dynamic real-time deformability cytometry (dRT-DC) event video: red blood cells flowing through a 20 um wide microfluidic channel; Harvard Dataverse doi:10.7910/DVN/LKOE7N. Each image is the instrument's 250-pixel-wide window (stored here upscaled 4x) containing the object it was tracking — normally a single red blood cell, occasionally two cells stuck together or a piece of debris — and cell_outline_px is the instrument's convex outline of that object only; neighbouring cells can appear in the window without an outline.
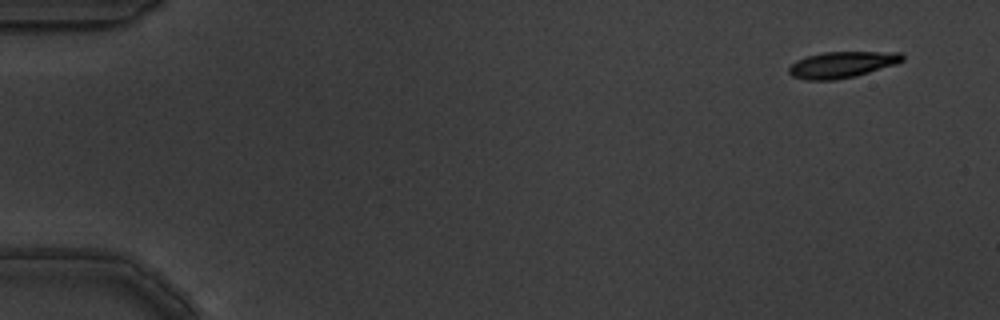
{"species": "common noctule bat (a hibernating species)", "species_latin": "Nyctalus noctula", "temperature_condition": "warm", "stored_images_in_passage": 5, "camera_frame_rate_fps": 3000, "um_per_image_px": 0.085, "animal": {"sex": "male", "body_mass_g": 19.5, "forearm_length_mm": 54.6}, "frame": {"image": 1, "passage_image": 1, "time_ms": 0.0, "image_size_px": [1000, 320], "cell_outline_px": [[904, 60], [896, 64], [856, 76], [836, 80], [808, 80], [792, 76], [788, 72], [788, 68], [796, 60], [808, 56], [824, 52], [900, 52], [904, 56]], "centroid_in_image_um": [71.57, 5.5], "position_along_channel_um": 13.4, "area_um2": 17.34}}
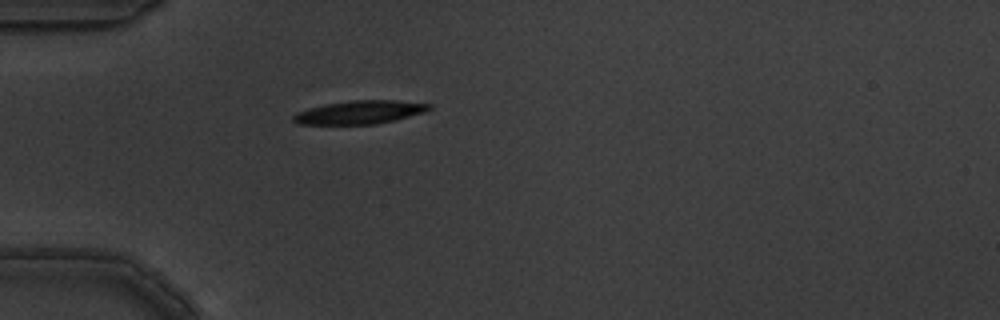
{"frame": {"image": 2, "passage_image": 5, "time_ms": 1.333, "image_size_px": [1000, 320], "cell_outline_px": [[432, 108], [424, 112], [376, 124], [296, 124], [292, 120], [292, 116], [296, 112], [308, 108], [324, 104], [352, 100], [396, 100], [432, 104]], "centroid_in_image_um": [30.53, 9.53], "position_along_channel_um": 54.5, "area_um2": 18.44}}